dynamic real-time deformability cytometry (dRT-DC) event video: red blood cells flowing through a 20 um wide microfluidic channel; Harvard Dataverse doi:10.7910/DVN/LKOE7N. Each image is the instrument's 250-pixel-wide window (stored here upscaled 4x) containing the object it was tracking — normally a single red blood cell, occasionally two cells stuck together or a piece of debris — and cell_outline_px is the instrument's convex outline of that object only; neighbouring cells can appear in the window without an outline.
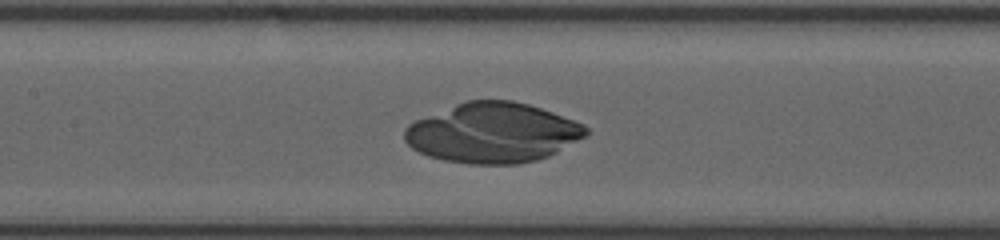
{"species": "human", "species_latin": "Homo sapiens", "temperature_condition": "room temperature", "stored_images_in_passage": 27, "camera_frame_rate_fps": 3000, "um_per_image_px": 0.085, "donor": {"sex": "female"}, "frame": {"image": 1, "passage_image": 10, "time_ms": 3.0, "image_size_px": [1000, 240], "cell_outline_px": [[588, 136], [548, 156], [536, 160], [516, 164], [468, 164], [444, 160], [428, 156], [412, 148], [404, 140], [404, 128], [408, 124], [416, 120], [456, 104], [468, 100], [512, 100], [528, 104], [552, 112], [584, 124], [588, 128]], "centroid_in_image_um": [41.89, 11.3], "position_along_channel_um": 165.5, "area_um2": 63.29}}
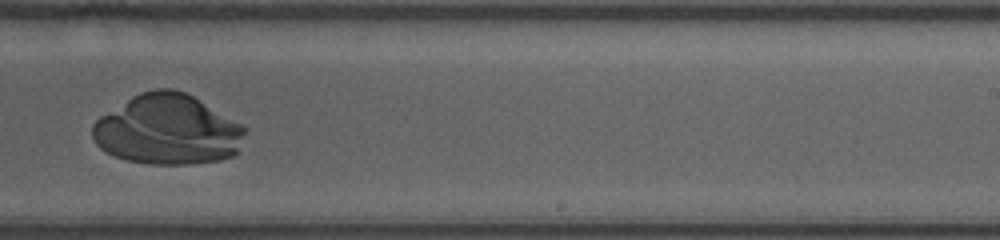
{"frame": {"image": 2, "passage_image": 18, "time_ms": 5.667, "image_size_px": [1000, 240], "cell_outline_px": [[244, 132], [236, 152], [232, 156], [220, 160], [188, 164], [148, 164], [128, 160], [116, 156], [100, 148], [96, 144], [92, 136], [92, 124], [100, 116], [132, 96], [140, 92], [156, 88], [172, 88], [184, 92], [192, 96], [240, 124], [244, 128]], "centroid_in_image_um": [14.18, 11.02], "position_along_channel_um": 274.8, "area_um2": 61.67}}
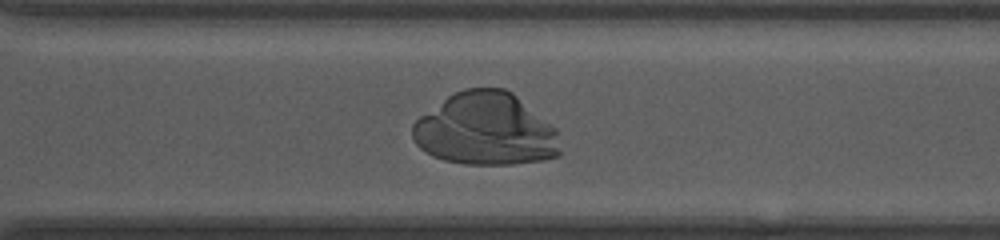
{"frame": {"image": 3, "passage_image": 22, "time_ms": 7.0, "image_size_px": [1000, 240], "cell_outline_px": [[560, 156], [544, 160], [512, 164], [464, 164], [444, 160], [432, 156], [420, 148], [416, 144], [412, 136], [412, 124], [420, 116], [448, 96], [464, 88], [504, 88], [512, 92], [556, 128], [560, 152]], "centroid_in_image_um": [41.27, 11.0], "position_along_channel_um": 329.3, "area_um2": 62.48}}